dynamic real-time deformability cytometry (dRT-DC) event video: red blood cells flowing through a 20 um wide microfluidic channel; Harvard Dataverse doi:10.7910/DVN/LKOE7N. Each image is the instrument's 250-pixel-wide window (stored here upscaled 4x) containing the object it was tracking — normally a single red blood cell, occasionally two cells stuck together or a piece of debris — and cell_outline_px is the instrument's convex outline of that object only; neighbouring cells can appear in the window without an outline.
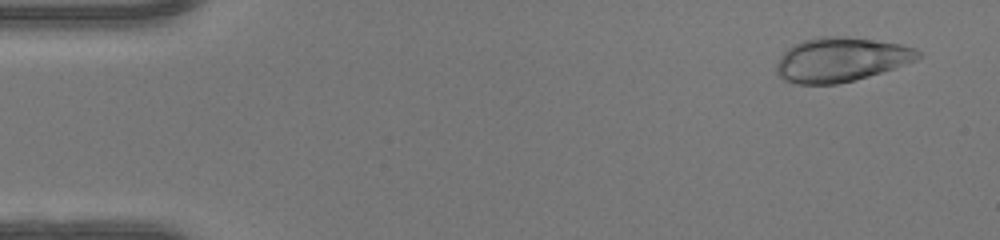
{"species": "human", "species_latin": "Homo sapiens", "temperature_condition": "warm", "stored_images_in_passage": 50, "camera_frame_rate_fps": 3000, "um_per_image_px": 0.085, "donor": {"sex": "female"}, "frame": {"image": 1, "passage_image": 3, "time_ms": 0.667, "image_size_px": [1000, 240], "cell_outline_px": [[924, 56], [916, 60], [868, 76], [836, 84], [796, 84], [784, 80], [776, 72], [776, 64], [780, 56], [792, 44], [804, 40], [820, 36], [840, 36], [900, 44], [916, 48], [924, 52]], "centroid_in_image_um": [71.47, 5.06], "position_along_channel_um": 13.5, "area_um2": 36.36}}
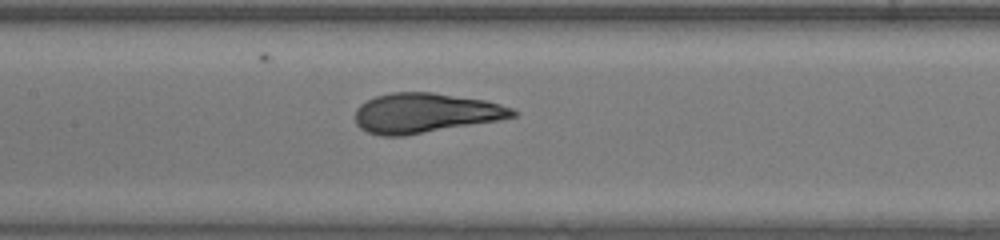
{"frame": {"image": 2, "passage_image": 23, "time_ms": 7.333, "image_size_px": [1000, 240], "cell_outline_px": [[520, 116], [500, 120], [404, 136], [380, 136], [368, 132], [360, 128], [356, 124], [356, 108], [360, 104], [376, 96], [392, 92], [432, 92], [484, 100], [500, 104], [512, 108], [520, 112]], "centroid_in_image_um": [36.18, 9.61], "position_along_channel_um": 171.2, "area_um2": 36.7}}
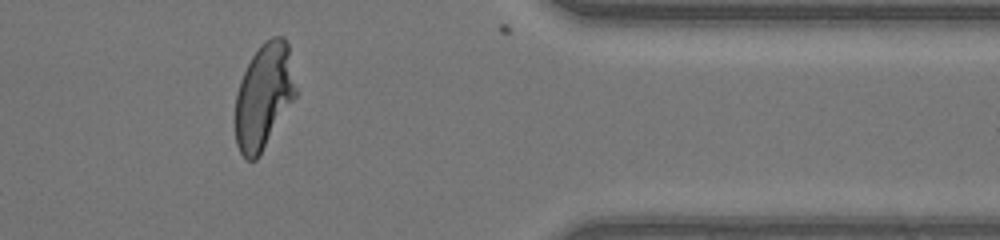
{"frame": {"image": 3, "passage_image": 40, "time_ms": 13.0, "image_size_px": [1000, 240], "cell_outline_px": [[296, 96], [256, 160], [248, 160], [240, 152], [236, 144], [232, 120], [236, 92], [240, 80], [252, 56], [260, 44], [272, 36], [284, 36], [288, 44], [296, 88]], "centroid_in_image_um": [22.37, 8.18], "position_along_channel_um": 389.0, "area_um2": 37.45}, "authors_computed_cell_mechanics": {"area_um2": 36.414, "velocity_mm_per_s": 4.2222, "shape_relaxation_time_tau1_ms": 4.1129, "shape_relaxation_time_tau2_ms": null, "deformation_change_tau1": 0.2517, "deformation_change_tau2": null}}